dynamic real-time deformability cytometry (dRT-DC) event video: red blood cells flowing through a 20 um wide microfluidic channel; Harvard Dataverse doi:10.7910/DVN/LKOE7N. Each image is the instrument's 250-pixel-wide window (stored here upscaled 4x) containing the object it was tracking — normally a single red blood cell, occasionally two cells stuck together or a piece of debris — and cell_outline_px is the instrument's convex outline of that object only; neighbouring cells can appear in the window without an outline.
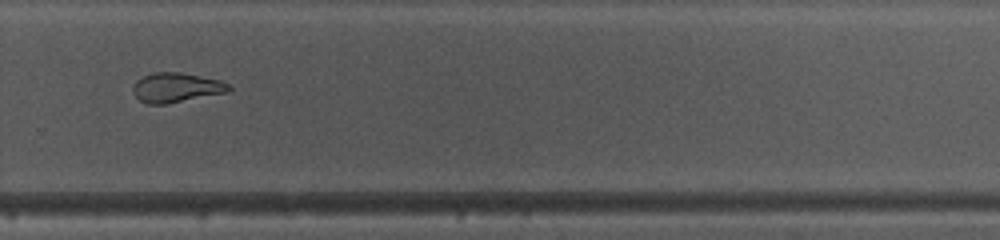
{"species": "common noctule bat (a hibernating species)", "species_latin": "Nyctalus noctula", "temperature_condition": "warm", "stored_images_in_passage": 34, "camera_frame_rate_fps": 3000, "um_per_image_px": 0.085, "animal": {"sex": "female", "body_mass_g": 10.0, "forearm_length_mm": 53.1}, "frame": {"image": 1, "passage_image": 20, "time_ms": 6.333, "image_size_px": [1000, 240], "cell_outline_px": [[232, 88], [228, 92], [164, 104], [148, 104], [140, 100], [132, 92], [132, 88], [136, 80], [152, 72], [180, 72], [220, 80], [228, 84]], "centroid_in_image_um": [14.96, 7.43], "position_along_channel_um": 314.8, "area_um2": 16.42}, "authors_computed_cell_mechanics": {"area_um2": 16.8487, "velocity_mm_per_s": 4.1535, "shape_relaxation_time_tau1_ms": 9.1969, "shape_relaxation_time_tau2_ms": 3.0027, "deformation_change_tau1": 0.2542, "deformation_change_tau2": 0.1006}}